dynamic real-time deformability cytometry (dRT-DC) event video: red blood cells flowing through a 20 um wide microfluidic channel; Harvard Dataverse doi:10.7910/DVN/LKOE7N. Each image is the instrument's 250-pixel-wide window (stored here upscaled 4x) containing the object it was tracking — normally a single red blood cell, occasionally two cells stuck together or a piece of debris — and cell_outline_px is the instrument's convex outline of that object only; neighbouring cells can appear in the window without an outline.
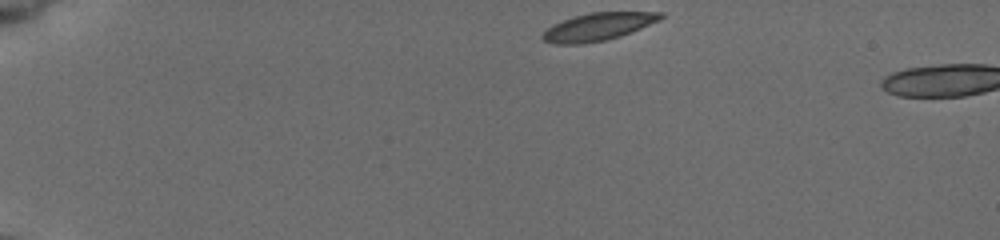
{"species": "common noctule bat (a hibernating species)", "species_latin": "Nyctalus noctula", "temperature_condition": "cold", "stored_images_in_passage": 4, "camera_frame_rate_fps": 3000, "um_per_image_px": 0.085, "animal": {"sex": "female", "body_mass_g": 19.5, "forearm_length_mm": 54.1}, "frame": {"image": 1, "passage_image": 1, "time_ms": 0.0, "image_size_px": [1000, 240], "cell_outline_px": [[664, 16], [660, 20], [620, 36], [604, 40], [580, 44], [552, 44], [544, 40], [540, 36], [552, 24], [588, 12], [664, 12]], "centroid_in_image_um": [50.82, 2.27], "position_along_channel_um": 34.2, "area_um2": 18.84}}